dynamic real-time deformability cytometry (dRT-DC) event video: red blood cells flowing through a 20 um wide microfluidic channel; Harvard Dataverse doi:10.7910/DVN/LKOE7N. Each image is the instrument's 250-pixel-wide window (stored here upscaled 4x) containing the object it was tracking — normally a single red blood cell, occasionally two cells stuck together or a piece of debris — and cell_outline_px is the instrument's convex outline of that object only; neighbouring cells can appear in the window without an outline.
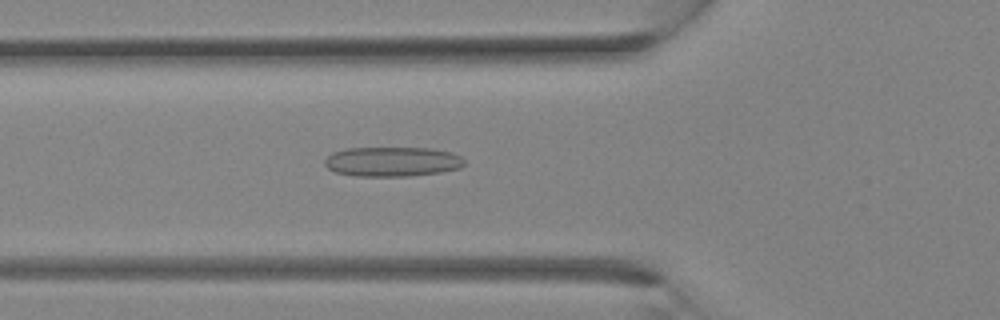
{"species": "Egyptian fruit bat (a non-hibernating species)", "species_latin": "Rousettus aegyptiacus", "temperature_condition": "room temperature", "stored_images_in_passage": 32, "camera_frame_rate_fps": 3000, "um_per_image_px": 0.085, "animal": {"sex": "female"}, "frame": {"image": 1, "passage_image": 11, "time_ms": 3.333, "image_size_px": [1000, 320], "cell_outline_px": [[464, 164], [460, 168], [440, 172], [412, 176], [356, 176], [336, 172], [328, 168], [324, 164], [324, 160], [332, 152], [348, 148], [432, 148], [452, 152], [460, 156], [464, 160]], "centroid_in_image_um": [33.35, 13.74], "position_along_channel_um": 92.5, "area_um2": 24.22}}
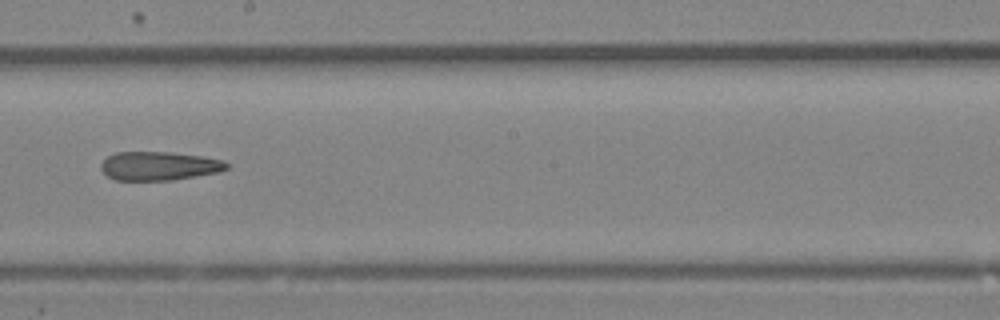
{"frame": {"image": 2, "passage_image": 18, "time_ms": 5.667, "image_size_px": [1000, 320], "cell_outline_px": [[228, 168], [220, 172], [172, 180], [116, 180], [108, 176], [100, 168], [100, 164], [108, 156], [116, 152], [168, 152], [204, 156], [224, 160], [228, 164]], "centroid_in_image_um": [13.54, 14.1], "position_along_channel_um": 234.7, "area_um2": 21.1}}
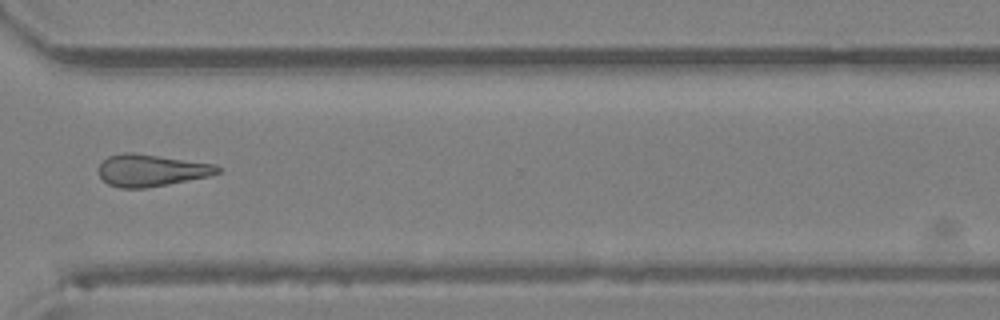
{"frame": {"image": 3, "passage_image": 24, "time_ms": 7.667, "image_size_px": [1000, 320], "cell_outline_px": [[220, 172], [208, 176], [144, 188], [120, 188], [108, 184], [100, 176], [100, 164], [108, 156], [124, 152], [132, 152], [216, 164], [220, 168]], "centroid_in_image_um": [12.85, 14.47], "position_along_channel_um": 357.8, "area_um2": 21.85}}